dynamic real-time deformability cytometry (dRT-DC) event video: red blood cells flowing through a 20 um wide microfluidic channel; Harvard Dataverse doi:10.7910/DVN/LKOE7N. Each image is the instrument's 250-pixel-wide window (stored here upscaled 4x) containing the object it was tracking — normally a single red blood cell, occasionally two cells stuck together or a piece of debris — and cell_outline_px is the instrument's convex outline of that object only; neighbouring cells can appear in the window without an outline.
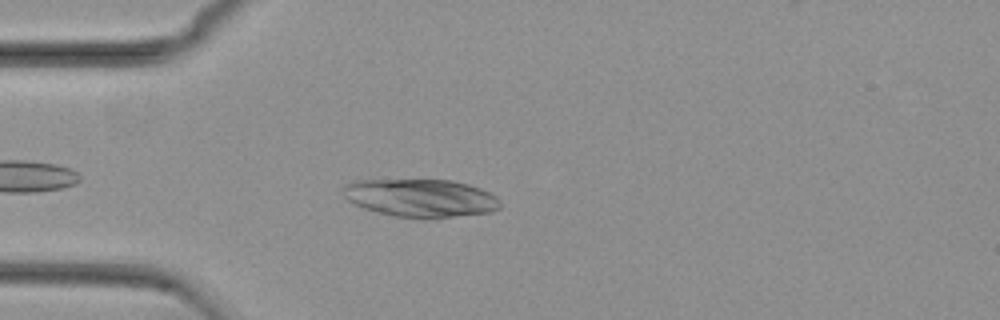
{"species": "common noctule bat (a hibernating species)", "species_latin": "Nyctalus noctula", "temperature_condition": "cold", "stored_images_in_passage": 40, "camera_frame_rate_fps": 3000, "um_per_image_px": 0.085, "animal": {"sex": "female", "body_mass_g": 29.2, "forearm_length_mm": 56.3}, "frame": {"image": 1, "passage_image": 6, "time_ms": 1.667, "image_size_px": [1000, 320], "cell_outline_px": [[500, 208], [492, 212], [424, 220], [396, 216], [364, 208], [348, 200], [344, 196], [344, 184], [352, 180], [452, 180], [468, 184], [480, 188], [496, 196], [500, 200]], "centroid_in_image_um": [35.78, 16.84], "position_along_channel_um": 49.2, "area_um2": 35.03}}